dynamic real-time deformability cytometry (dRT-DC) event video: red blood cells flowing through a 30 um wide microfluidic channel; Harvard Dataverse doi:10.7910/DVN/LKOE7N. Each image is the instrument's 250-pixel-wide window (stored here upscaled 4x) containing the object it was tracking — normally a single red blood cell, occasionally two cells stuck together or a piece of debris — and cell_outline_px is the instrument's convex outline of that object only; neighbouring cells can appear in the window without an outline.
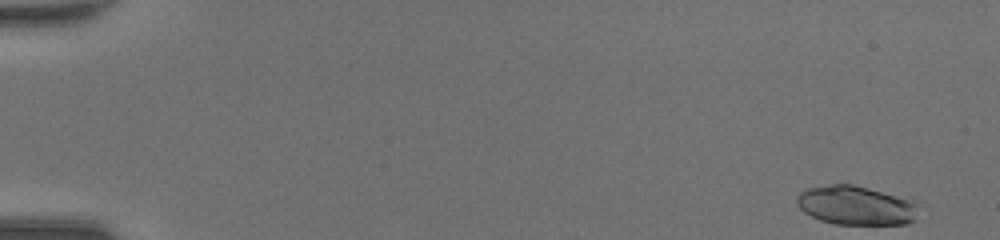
{"species": "common noctule bat (a hibernating species)", "species_latin": "Nyctalus noctula", "temperature_condition": "room temperature", "stored_images_in_passage": 46, "segment_of_instrument_passage": [1, 2], "camera_frame_rate_fps": 3000, "um_per_image_px": 0.085, "animal": {"sex": "female", "body_mass_g": 20.0, "forearm_length_mm": 54.0}, "frame": {"image": 1, "passage_image": 1, "time_ms": 0.0, "image_size_px": [1000, 240], "cell_outline_px": [[916, 220], [904, 224], [836, 224], [820, 220], [804, 212], [796, 204], [796, 196], [800, 192], [808, 188], [832, 184], [852, 184], [916, 200]], "centroid_in_image_um": [72.75, 17.46], "position_along_channel_um": 12.2, "area_um2": 27.74}}
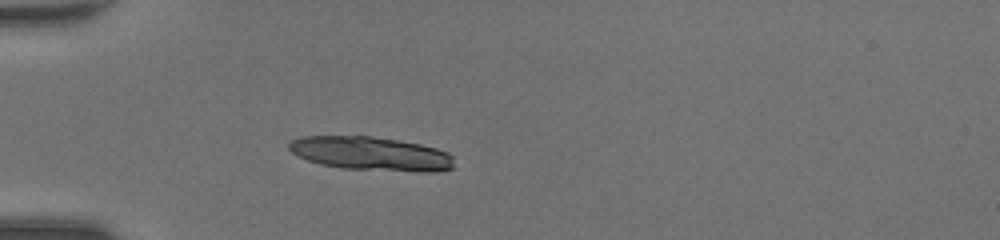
{"frame": {"image": 2, "passage_image": 14, "time_ms": 4.333, "image_size_px": [1000, 240], "cell_outline_px": [[456, 168], [436, 172], [420, 172], [340, 168], [320, 164], [308, 160], [292, 152], [288, 148], [288, 144], [292, 140], [300, 136], [372, 136], [400, 140], [420, 144], [436, 148], [448, 152], [452, 156]], "centroid_in_image_um": [31.59, 13.06], "position_along_channel_um": 53.4, "area_um2": 32.83}}